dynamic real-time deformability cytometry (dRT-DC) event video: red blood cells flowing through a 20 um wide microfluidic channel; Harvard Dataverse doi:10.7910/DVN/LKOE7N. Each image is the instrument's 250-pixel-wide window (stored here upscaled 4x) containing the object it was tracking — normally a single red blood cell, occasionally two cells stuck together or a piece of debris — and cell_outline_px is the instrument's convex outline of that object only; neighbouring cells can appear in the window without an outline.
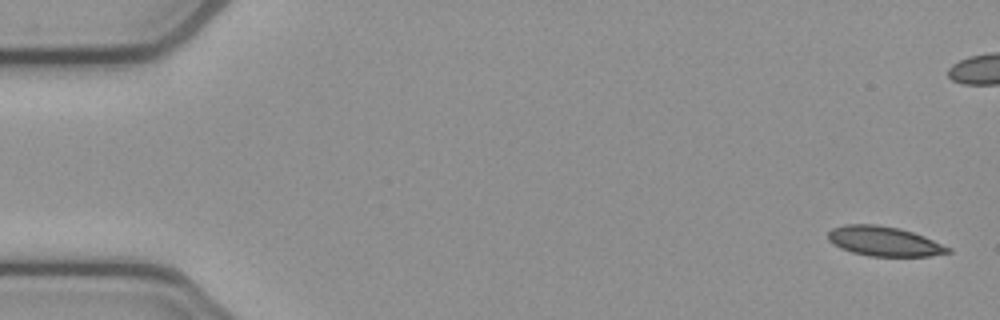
{"species": "common noctule bat (a hibernating species)", "species_latin": "Nyctalus noctula", "temperature_condition": "cold", "stored_images_in_passage": 5, "camera_frame_rate_fps": 3000, "um_per_image_px": 0.085, "animal": {"sex": "female", "body_mass_g": 21.9}, "frame": {"image": 1, "passage_image": 1, "time_ms": 0.0, "image_size_px": [1000, 320], "cell_outline_px": [[952, 252], [928, 256], [872, 256], [852, 252], [840, 248], [832, 244], [828, 240], [828, 232], [832, 228], [844, 224], [876, 224], [900, 228], [924, 236], [952, 248]], "centroid_in_image_um": [75.14, 20.5], "position_along_channel_um": 9.9, "area_um2": 20.81}}